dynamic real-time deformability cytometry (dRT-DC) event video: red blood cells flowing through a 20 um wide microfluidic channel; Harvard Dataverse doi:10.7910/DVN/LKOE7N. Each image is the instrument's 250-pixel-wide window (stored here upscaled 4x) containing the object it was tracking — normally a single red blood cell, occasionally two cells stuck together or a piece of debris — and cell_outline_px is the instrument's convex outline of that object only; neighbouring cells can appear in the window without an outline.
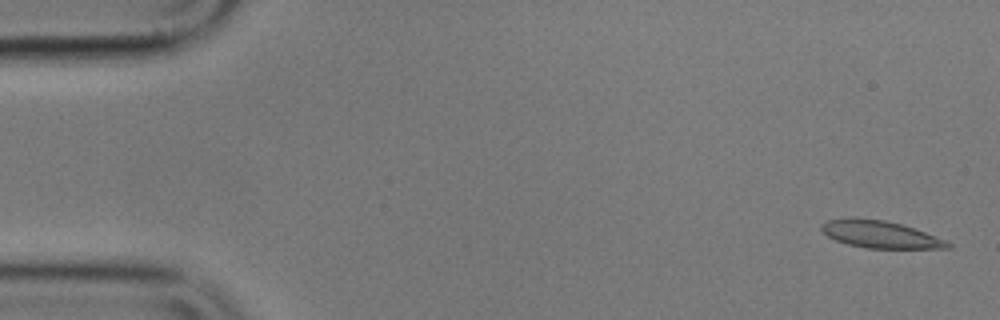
{"species": "common noctule bat (a hibernating species)", "species_latin": "Nyctalus noctula", "temperature_condition": "cold", "stored_images_in_passage": 56, "camera_frame_rate_fps": 3000, "um_per_image_px": 0.085, "animal": {"sex": "male", "body_mass_g": 17.9}, "frame": {"image": 1, "passage_image": 2, "time_ms": 0.333, "image_size_px": [1000, 320], "cell_outline_px": [[952, 248], [868, 248], [848, 244], [836, 240], [828, 236], [820, 228], [820, 224], [828, 220], [852, 216], [884, 220], [900, 224], [924, 232], [944, 240], [952, 244]], "centroid_in_image_um": [74.76, 19.9], "position_along_channel_um": 10.2, "area_um2": 19.88}}
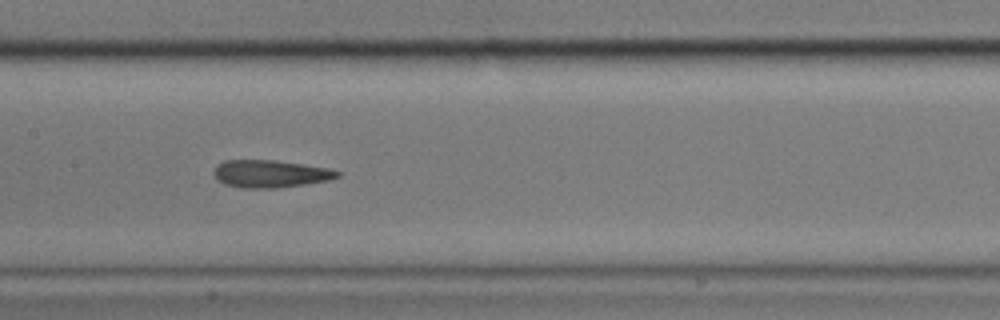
{"frame": {"image": 2, "passage_image": 27, "time_ms": 8.667, "image_size_px": [1000, 320], "cell_outline_px": [[340, 176], [328, 180], [304, 184], [276, 188], [240, 188], [224, 184], [216, 180], [212, 172], [224, 160], [272, 160], [304, 164], [328, 168], [340, 172]], "centroid_in_image_um": [22.95, 14.78], "position_along_channel_um": 184.5, "area_um2": 19.77}}
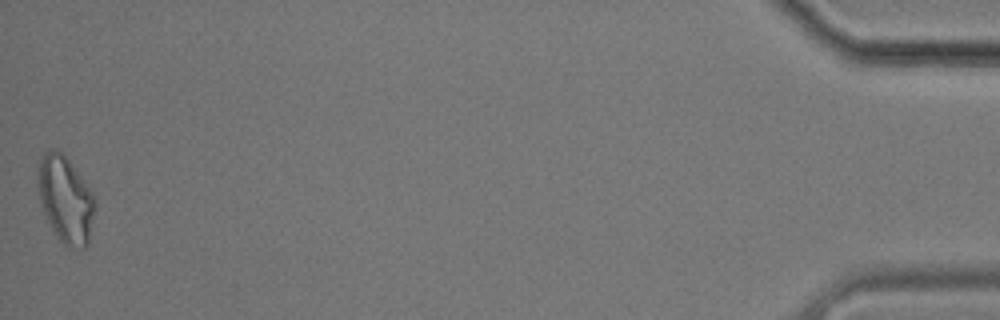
{"frame": {"image": 3, "passage_image": 56, "time_ms": 18.333, "image_size_px": [1000, 320], "cell_outline_px": [[96, 208], [88, 244], [84, 248], [68, 248], [56, 236], [44, 212], [40, 200], [40, 160], [44, 152], [48, 148], [56, 148], [68, 160], [92, 192], [96, 200]], "centroid_in_image_um": [5.62, 17.0], "position_along_channel_um": 429.6, "area_um2": 28.26}, "authors_computed_cell_mechanics": {"area_um2": 20.2011, "velocity_mm_per_s": 3.5223, "shape_relaxation_time_tau1_ms": null, "shape_relaxation_time_tau2_ms": 4.3111, "deformation_change_tau1": null, "deformation_change_tau2": 0.1409}}